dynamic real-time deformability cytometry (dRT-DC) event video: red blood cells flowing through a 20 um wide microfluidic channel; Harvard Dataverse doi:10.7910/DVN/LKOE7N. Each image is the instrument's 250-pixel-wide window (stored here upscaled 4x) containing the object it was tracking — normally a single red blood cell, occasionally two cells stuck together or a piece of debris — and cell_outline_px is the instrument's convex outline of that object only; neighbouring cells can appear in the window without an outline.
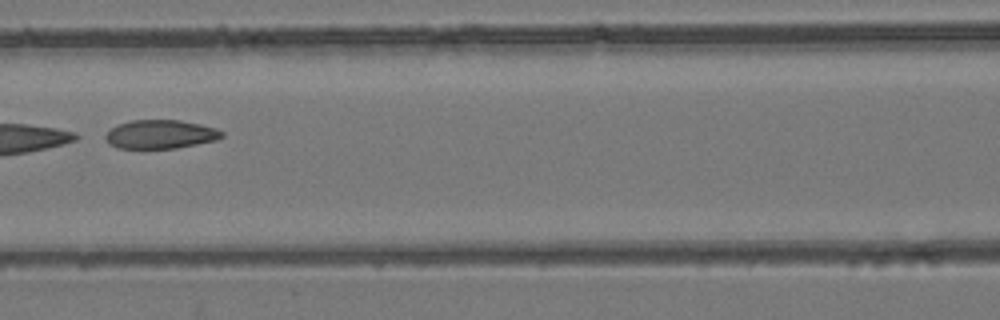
{"species": "common noctule bat (a hibernating species)", "species_latin": "Nyctalus noctula", "temperature_condition": "room temperature", "stored_images_in_passage": 8, "camera_frame_rate_fps": 3000, "um_per_image_px": 0.085, "animal": {"sex": "female", "body_mass_g": 24.6, "forearm_length_mm": 56.2}, "frame": {"image": 1, "passage_image": 7, "time_ms": 7.0, "image_size_px": [1000, 320], "cell_outline_px": [[224, 136], [216, 140], [176, 148], [116, 148], [108, 144], [104, 136], [112, 128], [120, 124], [132, 120], [180, 120], [200, 124], [216, 128], [224, 132]], "centroid_in_image_um": [13.65, 11.42], "position_along_channel_um": 153.0, "area_um2": 19.42}}
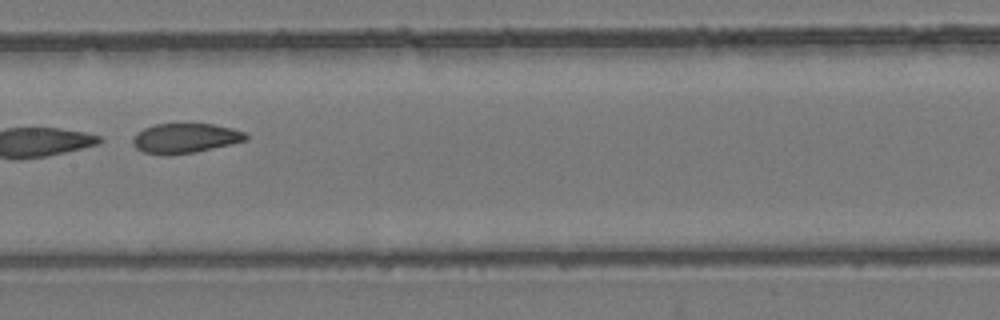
{"frame": {"image": 2, "passage_image": 8, "time_ms": 8.0, "image_size_px": [1000, 320], "cell_outline_px": [[248, 140], [232, 144], [196, 152], [168, 156], [160, 156], [144, 152], [136, 148], [132, 144], [132, 140], [136, 132], [152, 124], [212, 124], [232, 128], [244, 132], [248, 136]], "centroid_in_image_um": [15.71, 11.76], "position_along_channel_um": 191.7, "area_um2": 19.94}}